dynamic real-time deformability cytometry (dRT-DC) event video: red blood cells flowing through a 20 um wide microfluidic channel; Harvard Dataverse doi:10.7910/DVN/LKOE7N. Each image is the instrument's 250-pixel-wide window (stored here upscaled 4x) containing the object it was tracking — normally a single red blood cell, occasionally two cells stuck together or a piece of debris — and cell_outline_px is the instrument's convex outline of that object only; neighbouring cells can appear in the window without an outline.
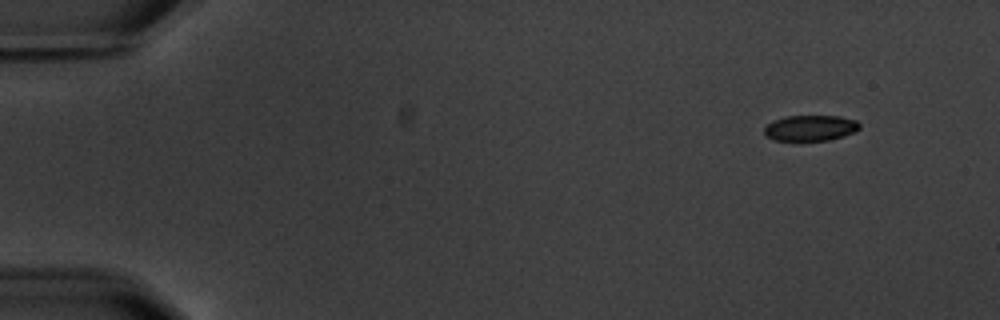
{"species": "common noctule bat (a hibernating species)", "species_latin": "Nyctalus noctula", "temperature_condition": "warm", "stored_images_in_passage": 6, "camera_frame_rate_fps": 3000, "um_per_image_px": 0.085, "animal": {"sex": "male", "body_mass_g": 20.1, "forearm_length_mm": 53.5}, "frame": {"image": 1, "passage_image": 1, "time_ms": 0.0, "image_size_px": [1000, 320], "cell_outline_px": [[860, 128], [844, 136], [828, 140], [776, 140], [764, 136], [764, 128], [772, 120], [784, 116], [840, 116], [856, 120], [860, 124]], "centroid_in_image_um": [68.86, 10.87], "position_along_channel_um": 16.1, "area_um2": 14.28}}
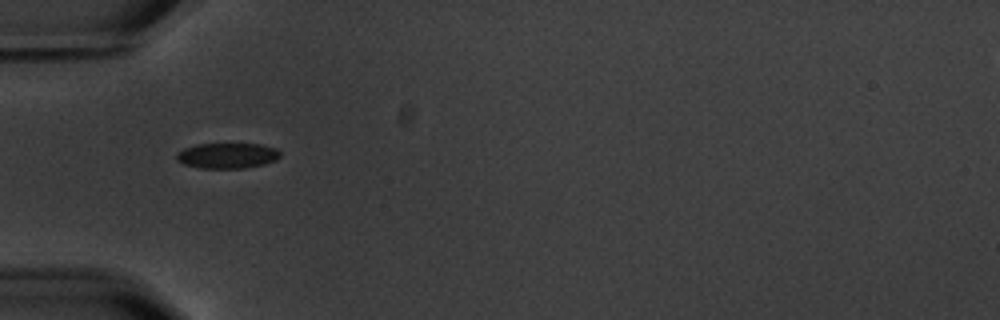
{"frame": {"image": 2, "passage_image": 5, "time_ms": 4.667, "image_size_px": [1000, 320], "cell_outline_px": [[280, 156], [276, 160], [264, 164], [244, 168], [200, 168], [184, 164], [176, 160], [176, 152], [184, 148], [196, 144], [260, 144], [276, 148], [280, 152]], "centroid_in_image_um": [19.3, 13.23], "position_along_channel_um": 65.7, "area_um2": 15.43}}
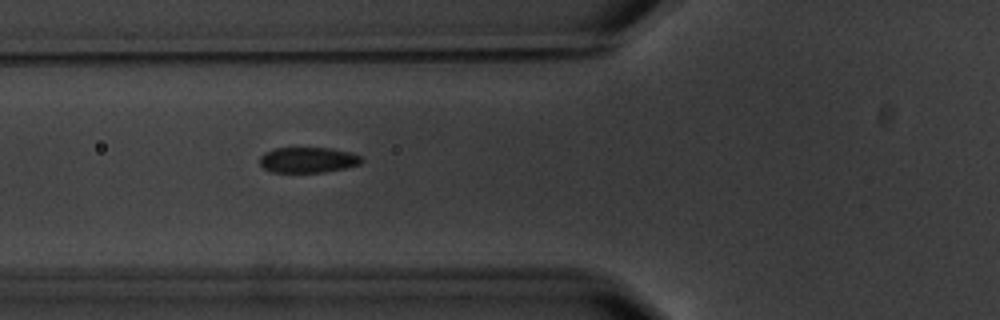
{"frame": {"image": 3, "passage_image": 6, "time_ms": 5.667, "image_size_px": [1000, 320], "cell_outline_px": [[364, 160], [360, 164], [344, 168], [324, 172], [272, 172], [264, 168], [260, 164], [260, 156], [264, 152], [276, 148], [332, 148], [352, 152], [360, 156]], "centroid_in_image_um": [26.19, 13.59], "position_along_channel_um": 99.6, "area_um2": 15.2}}